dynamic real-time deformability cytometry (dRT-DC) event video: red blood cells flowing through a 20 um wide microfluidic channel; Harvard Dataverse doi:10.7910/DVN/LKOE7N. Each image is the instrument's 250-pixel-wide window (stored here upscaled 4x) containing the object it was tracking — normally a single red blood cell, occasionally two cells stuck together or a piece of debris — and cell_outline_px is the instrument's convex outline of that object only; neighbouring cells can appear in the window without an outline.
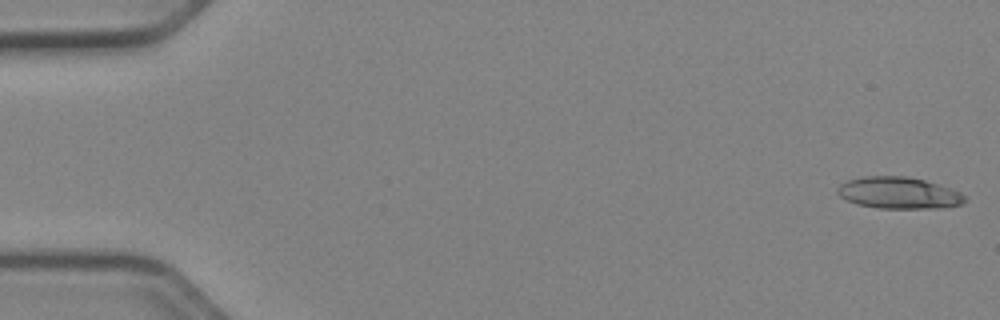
{"species": "Egyptian fruit bat (a non-hibernating species)", "species_latin": "Rousettus aegyptiacus", "temperature_condition": "cold", "stored_images_in_passage": 51, "camera_frame_rate_fps": 3000, "um_per_image_px": 0.085, "animal": {"sex": "female"}, "frame": {"image": 1, "passage_image": 1, "time_ms": 0.0, "image_size_px": [1000, 320], "cell_outline_px": [[968, 200], [964, 204], [940, 208], [876, 208], [856, 204], [840, 196], [836, 192], [836, 188], [840, 184], [848, 180], [860, 176], [908, 176], [924, 180], [960, 192]], "centroid_in_image_um": [76.37, 16.4], "position_along_channel_um": 8.6, "area_um2": 23.58}}
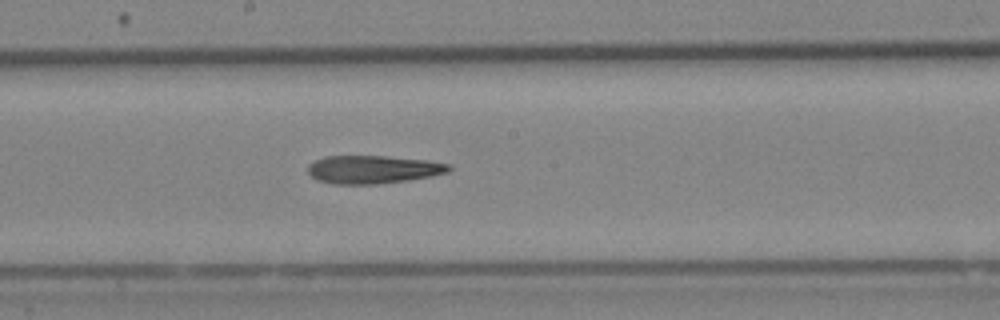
{"frame": {"image": 2, "passage_image": 28, "time_ms": 9.0, "image_size_px": [1000, 320], "cell_outline_px": [[452, 168], [448, 172], [432, 176], [408, 180], [376, 184], [332, 184], [316, 180], [308, 172], [308, 164], [324, 156], [388, 156], [428, 160], [448, 164]], "centroid_in_image_um": [31.7, 14.4], "position_along_channel_um": 216.5, "area_um2": 23.18}}
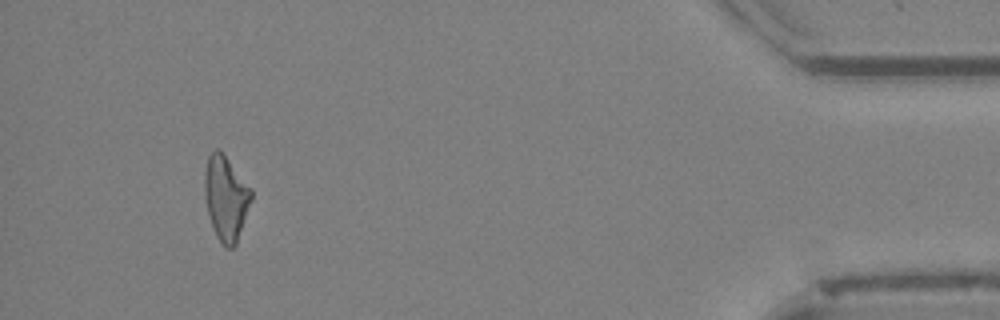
{"frame": {"image": 3, "passage_image": 48, "time_ms": 15.667, "image_size_px": [1000, 320], "cell_outline_px": [[252, 200], [236, 244], [232, 248], [224, 248], [220, 244], [216, 236], [208, 216], [204, 196], [204, 172], [208, 156], [216, 148], [224, 156], [252, 188]], "centroid_in_image_um": [19.19, 16.89], "position_along_channel_um": 416.0, "area_um2": 23.06}, "authors_computed_cell_mechanics": {"area_um2": 23.2934, "velocity_mm_per_s": 3.9825, "shape_relaxation_time_tau1_ms": null, "shape_relaxation_time_tau2_ms": 10.2446, "deformation_change_tau1": null, "deformation_change_tau2": 0.3003}}